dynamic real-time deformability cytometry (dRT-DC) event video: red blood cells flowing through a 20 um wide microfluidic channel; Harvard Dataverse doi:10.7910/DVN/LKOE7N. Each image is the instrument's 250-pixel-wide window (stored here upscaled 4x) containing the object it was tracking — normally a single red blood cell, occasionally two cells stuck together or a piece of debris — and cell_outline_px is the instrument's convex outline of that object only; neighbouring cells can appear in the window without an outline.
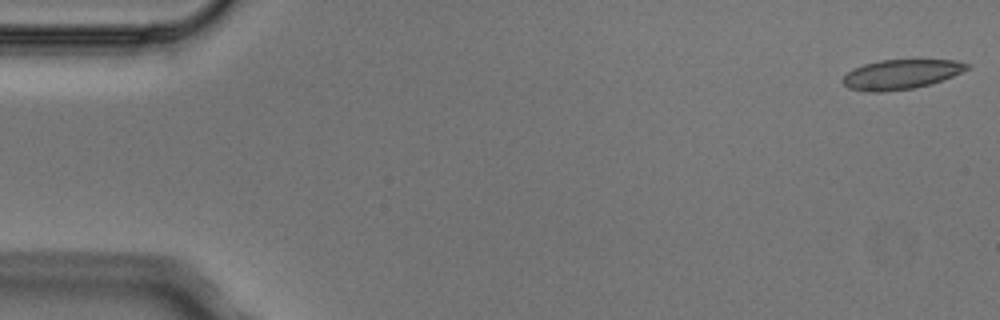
{"species": "Egyptian fruit bat (a non-hibernating species)", "species_latin": "Rousettus aegyptiacus", "temperature_condition": "cold", "stored_images_in_passage": 5, "camera_frame_rate_fps": 3000, "um_per_image_px": 0.085, "animal": {"sex": "male"}, "frame": {"image": 1, "passage_image": 1, "time_ms": 0.0, "image_size_px": [1000, 320], "cell_outline_px": [[972, 64], [968, 68], [952, 76], [928, 84], [912, 88], [884, 92], [864, 92], [848, 88], [840, 80], [852, 68], [864, 64], [880, 60], [956, 60]], "centroid_in_image_um": [76.53, 6.32], "position_along_channel_um": 8.5, "area_um2": 21.39}}
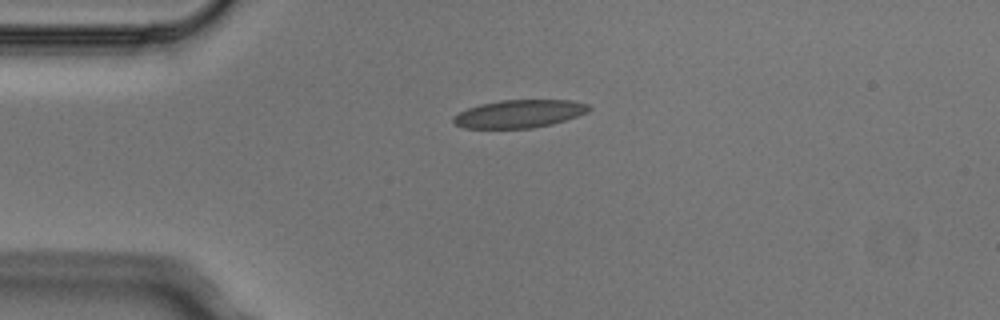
{"frame": {"image": 2, "passage_image": 4, "time_ms": 1.0, "image_size_px": [1000, 320], "cell_outline_px": [[592, 108], [588, 112], [552, 124], [532, 128], [464, 128], [452, 124], [452, 116], [468, 108], [480, 104], [500, 100], [572, 100], [588, 104]], "centroid_in_image_um": [44.11, 9.67], "position_along_channel_um": 40.9, "area_um2": 22.14}}